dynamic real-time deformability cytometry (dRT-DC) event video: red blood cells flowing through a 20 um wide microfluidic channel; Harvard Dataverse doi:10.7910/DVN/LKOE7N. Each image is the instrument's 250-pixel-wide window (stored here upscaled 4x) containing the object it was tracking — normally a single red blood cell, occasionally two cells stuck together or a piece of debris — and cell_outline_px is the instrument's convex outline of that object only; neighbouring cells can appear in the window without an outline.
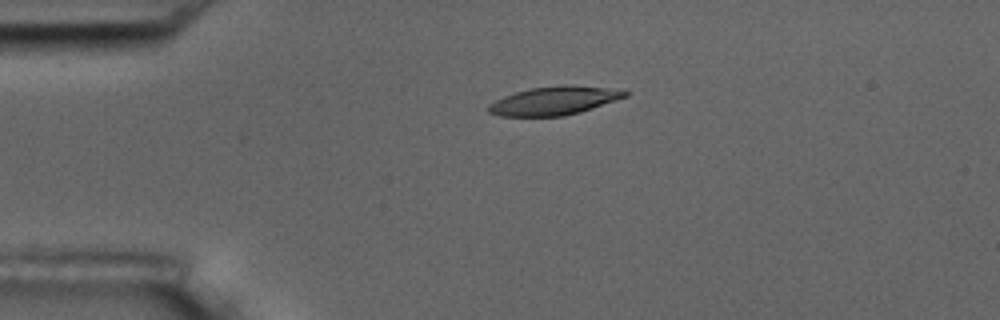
{"species": "common noctule bat (a hibernating species)", "species_latin": "Nyctalus noctula", "temperature_condition": "room temperature", "stored_images_in_passage": 5, "camera_frame_rate_fps": 3000, "um_per_image_px": 0.085, "animal": {"sex": "male", "body_mass_g": 17.5, "forearm_length_mm": 52.3}, "frame": {"image": 1, "passage_image": 4, "time_ms": 1.0, "image_size_px": [1000, 320], "cell_outline_px": [[628, 96], [580, 112], [564, 116], [500, 116], [488, 112], [488, 104], [504, 96], [516, 92], [532, 88], [564, 84], [604, 88], [628, 92]], "centroid_in_image_um": [47.06, 8.57], "position_along_channel_um": 37.9, "area_um2": 22.31}}